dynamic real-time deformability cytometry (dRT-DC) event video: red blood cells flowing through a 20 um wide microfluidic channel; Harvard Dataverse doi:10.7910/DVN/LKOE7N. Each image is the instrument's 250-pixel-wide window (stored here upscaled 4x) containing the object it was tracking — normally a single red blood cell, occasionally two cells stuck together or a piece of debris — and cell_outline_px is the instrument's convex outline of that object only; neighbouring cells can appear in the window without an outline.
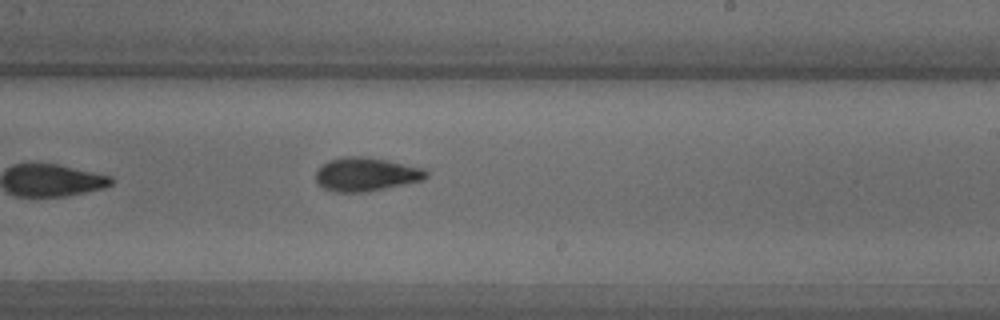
{"species": "common noctule bat (a hibernating species)", "species_latin": "Nyctalus noctula", "temperature_condition": "warm", "stored_images_in_passage": 13, "camera_frame_rate_fps": 3000, "um_per_image_px": 0.085, "animal": {"sex": "male", "body_mass_g": 18.8}, "frame": {"image": 1, "passage_image": 13, "time_ms": 4.0, "image_size_px": [1000, 320], "cell_outline_px": [[428, 176], [424, 180], [364, 192], [336, 192], [324, 188], [316, 180], [316, 172], [328, 160], [348, 156], [356, 156], [384, 160], [424, 168], [428, 172]], "centroid_in_image_um": [31.13, 14.82], "position_along_channel_um": 257.9, "area_um2": 21.21}}